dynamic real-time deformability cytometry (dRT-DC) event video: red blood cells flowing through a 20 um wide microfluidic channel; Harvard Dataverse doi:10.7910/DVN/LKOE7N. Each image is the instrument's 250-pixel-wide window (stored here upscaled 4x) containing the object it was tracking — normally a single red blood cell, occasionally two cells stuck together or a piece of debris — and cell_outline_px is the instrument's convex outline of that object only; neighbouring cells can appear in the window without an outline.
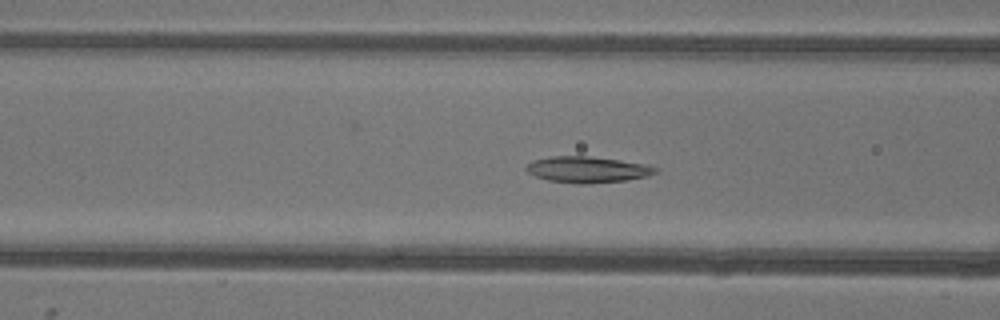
{"species": "common noctule bat (a hibernating species)", "species_latin": "Nyctalus noctula", "temperature_condition": "warm", "stored_images_in_passage": 54, "camera_frame_rate_fps": 3000, "um_per_image_px": 0.085, "animal": {"sex": "female"}, "frame": {"image": 1, "passage_image": 21, "time_ms": 6.667, "image_size_px": [1000, 320], "cell_outline_px": [[660, 168], [656, 172], [648, 176], [628, 180], [584, 184], [580, 184], [548, 180], [536, 176], [528, 172], [524, 168], [532, 160], [552, 156], [588, 156], [620, 160], [648, 164]], "centroid_in_image_um": [49.97, 14.41], "position_along_channel_um": 116.6, "area_um2": 19.77}}
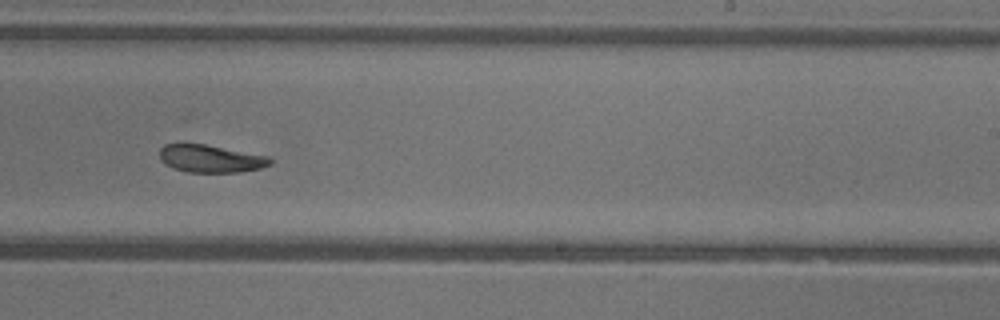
{"frame": {"image": 2, "passage_image": 33, "time_ms": 10.667, "image_size_px": [1000, 320], "cell_outline_px": [[272, 164], [260, 168], [240, 172], [188, 172], [172, 168], [164, 164], [160, 160], [160, 148], [164, 144], [184, 140], [268, 156], [272, 160]], "centroid_in_image_um": [17.81, 13.44], "position_along_channel_um": 271.2, "area_um2": 18.38}}
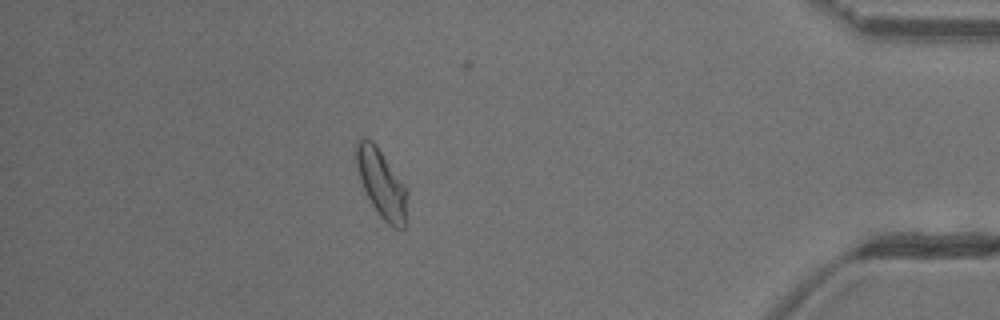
{"frame": {"image": 3, "passage_image": 47, "time_ms": 15.333, "image_size_px": [1000, 320], "cell_outline_px": [[408, 192], [404, 228], [392, 228], [380, 216], [372, 204], [360, 180], [356, 164], [356, 144], [364, 136], [372, 140], [376, 144], [408, 188]], "centroid_in_image_um": [32.45, 15.58], "position_along_channel_um": 402.7, "area_um2": 20.29}, "authors_computed_cell_mechanics": {"area_um2": 20.0566, "velocity_mm_per_s": 3.8668, "shape_relaxation_time_tau1_ms": 5.5518, "shape_relaxation_time_tau2_ms": 7.4597, "deformation_change_tau1": 0.1536, "deformation_change_tau2": 0.1504}}